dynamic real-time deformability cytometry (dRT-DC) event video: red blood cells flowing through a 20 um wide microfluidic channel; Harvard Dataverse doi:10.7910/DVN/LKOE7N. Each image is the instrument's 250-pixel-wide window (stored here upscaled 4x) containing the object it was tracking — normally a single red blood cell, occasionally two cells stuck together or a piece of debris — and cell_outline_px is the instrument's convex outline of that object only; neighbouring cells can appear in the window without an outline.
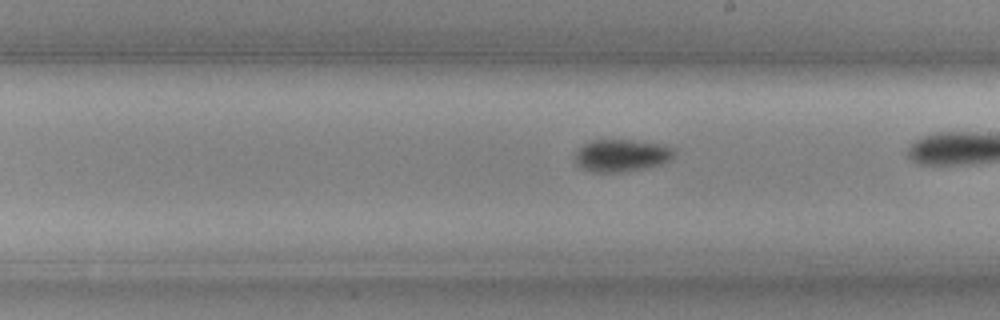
{"species": "common noctule bat (a hibernating species)", "species_latin": "Nyctalus noctula", "temperature_condition": "cold", "stored_images_in_passage": 29, "camera_frame_rate_fps": 3000, "um_per_image_px": 0.085, "animal": {"sex": "female", "body_mass_g": 19.3, "forearm_length_mm": 54.1}, "frame": {"image": 1, "passage_image": 17, "time_ms": 5.333, "image_size_px": [1000, 320], "cell_outline_px": [[676, 152], [668, 160], [660, 164], [644, 168], [620, 172], [596, 172], [584, 168], [576, 160], [576, 152], [584, 144], [592, 140], [632, 140], [660, 144], [676, 148]], "centroid_in_image_um": [52.87, 13.2], "position_along_channel_um": 236.1, "area_um2": 18.26}}